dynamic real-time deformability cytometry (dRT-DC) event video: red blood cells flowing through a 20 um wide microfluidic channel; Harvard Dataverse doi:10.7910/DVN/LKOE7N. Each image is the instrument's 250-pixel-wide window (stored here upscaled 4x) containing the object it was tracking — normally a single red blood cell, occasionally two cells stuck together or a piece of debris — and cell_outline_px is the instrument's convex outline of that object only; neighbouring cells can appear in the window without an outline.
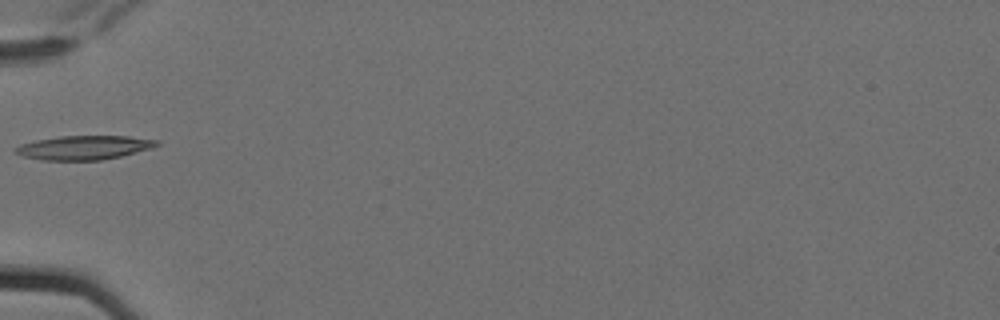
{"species": "Egyptian fruit bat (a non-hibernating species)", "species_latin": "Rousettus aegyptiacus", "temperature_condition": "cold", "stored_images_in_passage": 7, "camera_frame_rate_fps": 3000, "um_per_image_px": 0.085, "animal": {"sex": "female"}, "frame": {"image": 1, "passage_image": 7, "time_ms": 2.0, "image_size_px": [1000, 320], "cell_outline_px": [[160, 144], [152, 148], [120, 156], [100, 160], [40, 160], [20, 156], [12, 152], [12, 148], [20, 144], [36, 140], [60, 136], [128, 136], [160, 140]], "centroid_in_image_um": [7.08, 12.54], "position_along_channel_um": 77.9, "area_um2": 20.0}}